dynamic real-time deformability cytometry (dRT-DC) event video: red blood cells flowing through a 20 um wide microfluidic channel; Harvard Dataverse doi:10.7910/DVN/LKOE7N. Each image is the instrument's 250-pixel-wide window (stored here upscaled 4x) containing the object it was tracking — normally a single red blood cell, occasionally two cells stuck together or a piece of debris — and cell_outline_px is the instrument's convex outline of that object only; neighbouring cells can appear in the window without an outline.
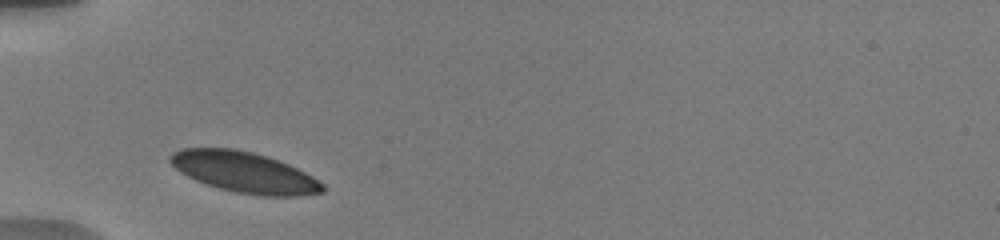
{"species": "human", "species_latin": "Homo sapiens", "temperature_condition": "warm", "stored_images_in_passage": 38, "camera_frame_rate_fps": 3000, "um_per_image_px": 0.085, "donor": {"sex": "male"}, "frame": {"image": 1, "passage_image": 1, "time_ms": 0.0, "image_size_px": [1000, 240], "cell_outline_px": [[324, 192], [300, 196], [264, 196], [236, 192], [220, 188], [196, 180], [180, 172], [168, 160], [168, 156], [172, 152], [184, 148], [232, 148], [252, 152], [268, 156], [288, 164], [312, 176], [324, 184]], "centroid_in_image_um": [20.77, 14.64], "position_along_channel_um": 64.2, "area_um2": 36.01}}
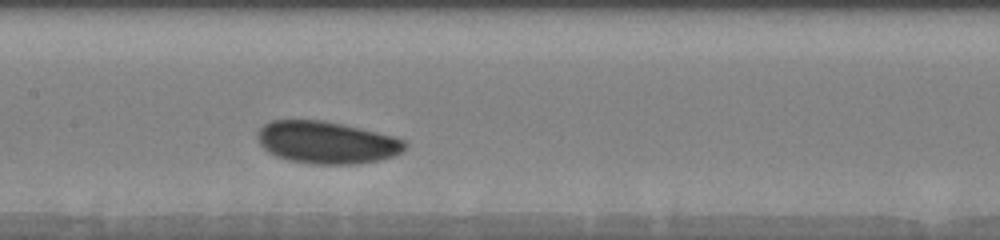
{"frame": {"image": 2, "passage_image": 16, "time_ms": 3.333, "image_size_px": [1000, 240], "cell_outline_px": [[408, 144], [396, 156], [380, 160], [356, 164], [312, 164], [288, 160], [276, 156], [268, 152], [260, 144], [256, 136], [260, 128], [264, 124], [272, 120], [324, 120], [344, 124], [392, 136], [404, 140]], "centroid_in_image_um": [27.76, 12.11], "position_along_channel_um": 179.6, "area_um2": 36.41}}
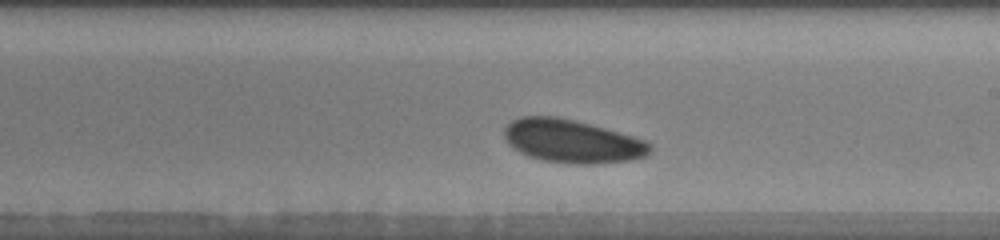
{"frame": {"image": 3, "passage_image": 23, "time_ms": 5.0, "image_size_px": [1000, 240], "cell_outline_px": [[652, 148], [648, 156], [632, 160], [596, 164], [580, 164], [544, 160], [528, 156], [512, 148], [508, 144], [504, 136], [504, 128], [512, 120], [520, 116], [556, 116], [576, 120], [632, 136], [644, 140], [652, 144]], "centroid_in_image_um": [48.63, 12.0], "position_along_channel_um": 240.4, "area_um2": 36.82}, "authors_computed_cell_mechanics": {"area_um2": 36.414, "velocity_mm_per_s": 3.6502, "shape_relaxation_time_tau1_ms": 1.6872, "shape_relaxation_time_tau2_ms": null, "deformation_change_tau1": 0.0479, "deformation_change_tau2": null}}